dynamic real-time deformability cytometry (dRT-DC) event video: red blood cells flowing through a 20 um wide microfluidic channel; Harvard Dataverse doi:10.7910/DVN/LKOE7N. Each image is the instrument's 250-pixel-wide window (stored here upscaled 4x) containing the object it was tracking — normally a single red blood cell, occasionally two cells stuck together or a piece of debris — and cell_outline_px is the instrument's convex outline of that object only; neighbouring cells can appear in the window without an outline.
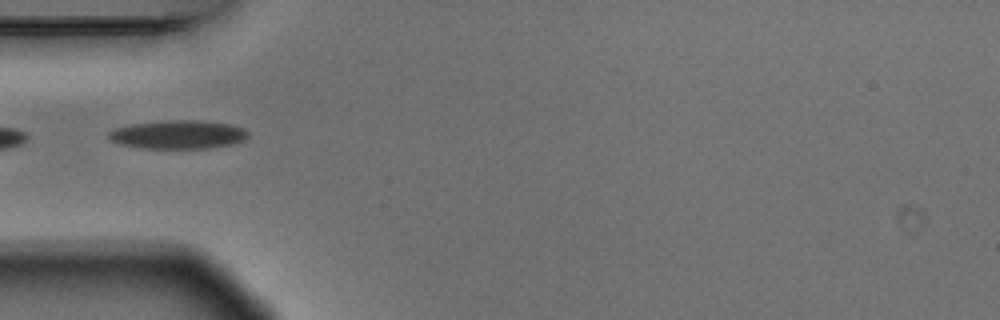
{"species": "Egyptian fruit bat (a non-hibernating species)", "species_latin": "Rousettus aegyptiacus", "temperature_condition": "warm", "stored_images_in_passage": 6, "camera_frame_rate_fps": 3000, "um_per_image_px": 0.085, "animal": {"sex": "male"}, "frame": {"image": 1, "passage_image": 4, "time_ms": 1.0, "image_size_px": [1000, 320], "cell_outline_px": [[248, 136], [244, 140], [232, 144], [208, 148], [144, 148], [120, 144], [112, 140], [108, 136], [108, 132], [116, 128], [132, 124], [168, 120], [200, 120], [232, 124], [244, 128], [248, 132]], "centroid_in_image_um": [15.18, 11.43], "position_along_channel_um": 69.8, "area_um2": 23.12}}
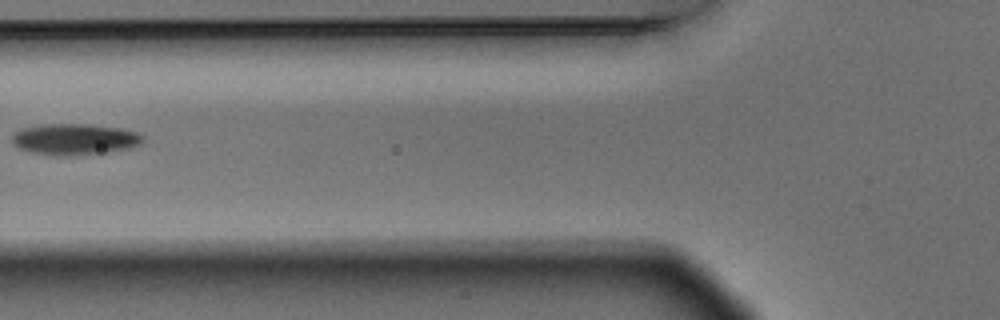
{"frame": {"image": 2, "passage_image": 5, "time_ms": 1.333, "image_size_px": [1000, 320], "cell_outline_px": [[144, 140], [140, 144], [128, 148], [104, 152], [64, 156], [56, 156], [32, 152], [20, 148], [12, 140], [12, 136], [16, 132], [24, 128], [44, 124], [88, 124], [120, 128], [136, 132], [144, 136]], "centroid_in_image_um": [6.37, 11.83], "position_along_channel_um": 119.4, "area_um2": 23.41}}
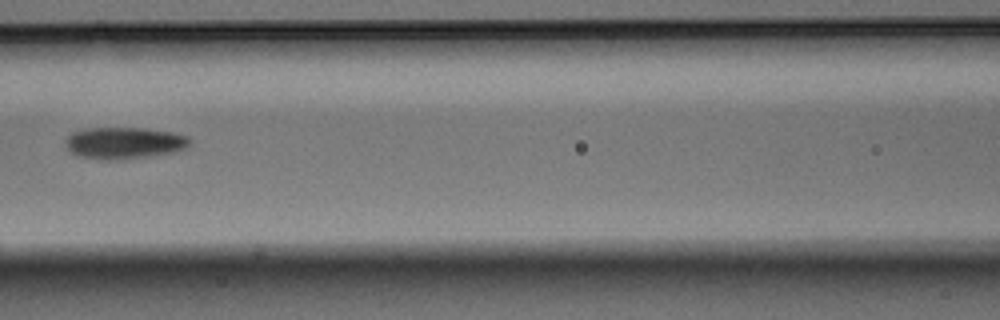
{"frame": {"image": 3, "passage_image": 6, "time_ms": 1.667, "image_size_px": [1000, 320], "cell_outline_px": [[188, 144], [184, 148], [172, 152], [148, 156], [116, 160], [100, 160], [76, 156], [68, 148], [64, 140], [72, 132], [84, 128], [144, 128], [172, 132], [188, 136]], "centroid_in_image_um": [10.48, 12.15], "position_along_channel_um": 156.1, "area_um2": 22.89}}